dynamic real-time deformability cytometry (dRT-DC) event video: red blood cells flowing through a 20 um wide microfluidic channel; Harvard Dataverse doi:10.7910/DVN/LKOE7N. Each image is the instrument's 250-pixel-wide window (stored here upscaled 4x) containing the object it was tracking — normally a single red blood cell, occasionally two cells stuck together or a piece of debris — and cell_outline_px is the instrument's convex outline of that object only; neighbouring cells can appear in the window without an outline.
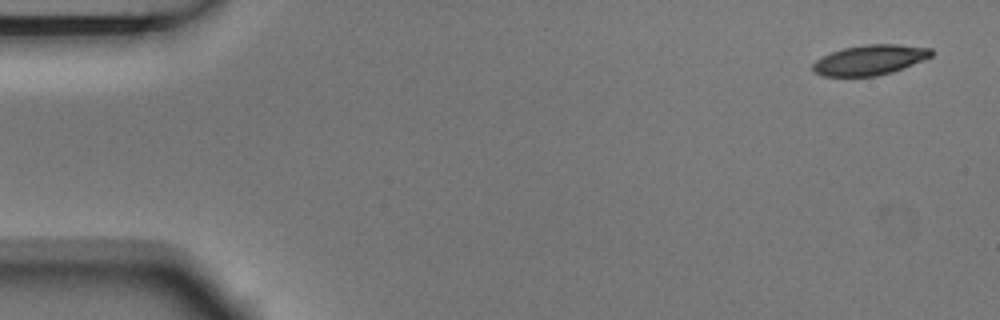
{"species": "Egyptian fruit bat (a non-hibernating species)", "species_latin": "Rousettus aegyptiacus", "temperature_condition": "room temperature", "stored_images_in_passage": 5, "camera_frame_rate_fps": 3000, "um_per_image_px": 0.085, "animal": {"sex": "male"}, "frame": {"image": 1, "passage_image": 1, "time_ms": 0.0, "image_size_px": [1000, 320], "cell_outline_px": [[932, 56], [892, 72], [876, 76], [820, 76], [812, 68], [812, 64], [816, 60], [832, 52], [844, 48], [864, 44], [896, 44], [932, 48]], "centroid_in_image_um": [73.93, 5.09], "position_along_channel_um": 11.1, "area_um2": 20.58}}
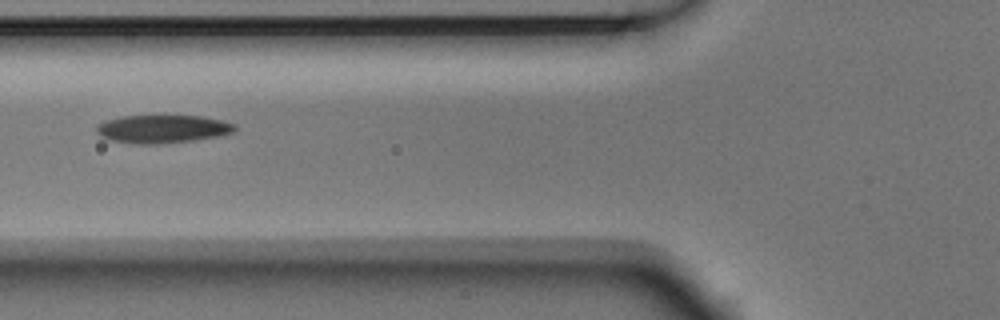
{"frame": {"image": 2, "passage_image": 5, "time_ms": 1.333, "image_size_px": [1000, 320], "cell_outline_px": [[236, 128], [232, 132], [220, 136], [192, 140], [160, 144], [140, 144], [112, 140], [100, 136], [96, 132], [96, 124], [104, 120], [120, 116], [200, 116], [224, 120], [236, 124]], "centroid_in_image_um": [13.8, 10.95], "position_along_channel_um": 112.0, "area_um2": 22.72}}